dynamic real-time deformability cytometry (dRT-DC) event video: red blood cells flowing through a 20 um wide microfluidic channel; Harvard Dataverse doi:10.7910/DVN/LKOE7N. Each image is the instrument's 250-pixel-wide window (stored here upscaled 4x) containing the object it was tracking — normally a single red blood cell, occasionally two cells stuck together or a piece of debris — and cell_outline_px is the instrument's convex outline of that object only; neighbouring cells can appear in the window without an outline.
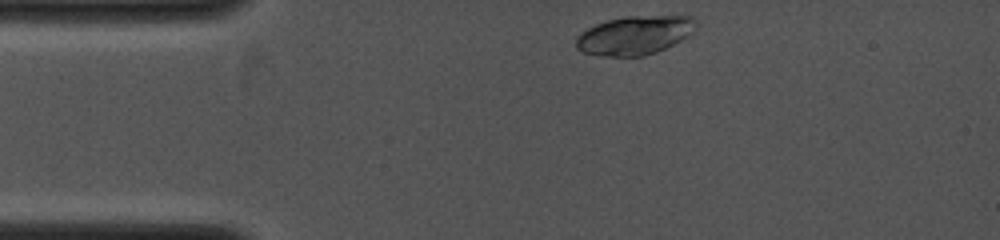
{"species": "common noctule bat (a hibernating species)", "species_latin": "Nyctalus noctula", "temperature_condition": "cold", "stored_images_in_passage": 8, "camera_frame_rate_fps": 4000, "um_per_image_px": 0.085, "animal": {"sex": "female", "body_mass_g": 19.0, "forearm_length_mm": 53.3}, "frame": {"image": 1, "passage_image": 1, "time_ms": 0.0, "image_size_px": [1000, 240], "cell_outline_px": [[696, 32], [656, 52], [644, 56], [600, 56], [580, 52], [576, 48], [576, 36], [580, 32], [596, 24], [608, 20], [624, 16], [692, 16], [696, 20]], "centroid_in_image_um": [53.93, 3.0], "position_along_channel_um": 31.1, "area_um2": 27.28}}
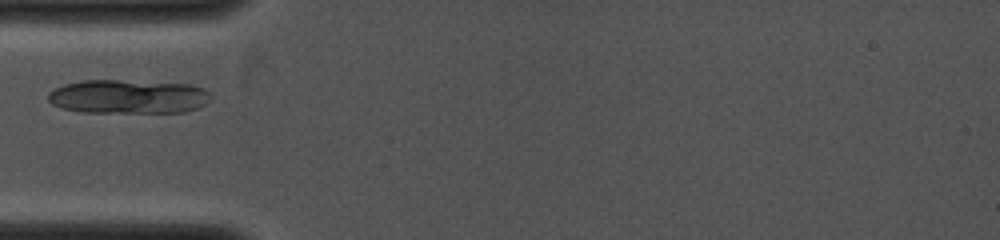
{"frame": {"image": 2, "passage_image": 6, "time_ms": 1.75, "image_size_px": [1000, 240], "cell_outline_px": [[212, 96], [204, 104], [196, 108], [184, 112], [80, 112], [64, 108], [52, 104], [48, 100], [48, 92], [64, 84], [84, 80], [120, 80], [192, 84], [204, 88]], "centroid_in_image_um": [10.9, 8.2], "position_along_channel_um": 74.1, "area_um2": 32.19}}